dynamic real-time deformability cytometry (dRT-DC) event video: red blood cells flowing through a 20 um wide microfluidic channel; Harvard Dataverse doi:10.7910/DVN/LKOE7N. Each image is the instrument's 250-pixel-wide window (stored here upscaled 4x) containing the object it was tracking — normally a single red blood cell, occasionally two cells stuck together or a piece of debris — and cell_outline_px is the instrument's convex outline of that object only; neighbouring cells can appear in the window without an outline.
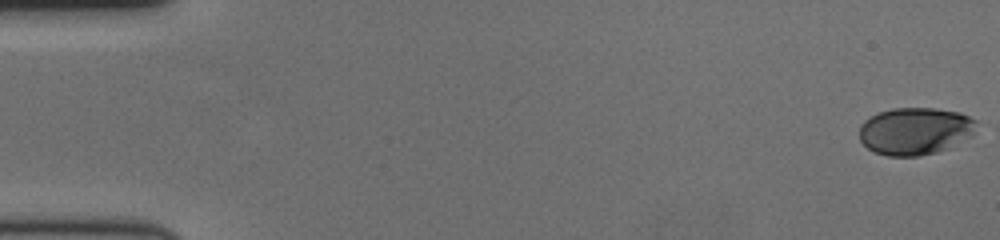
{"species": "human", "species_latin": "Homo sapiens", "temperature_condition": "cold", "stored_images_in_passage": 60, "camera_frame_rate_fps": 3000, "um_per_image_px": 0.085, "donor": {"sex": "female"}, "frame": {"image": 1, "passage_image": 1, "time_ms": 0.0, "image_size_px": [1000, 240], "cell_outline_px": [[976, 120], [972, 136], [936, 152], [920, 156], [888, 156], [876, 152], [868, 148], [860, 140], [860, 124], [864, 120], [880, 112], [892, 108], [936, 108], [960, 112]], "centroid_in_image_um": [77.77, 11.13], "position_along_channel_um": 7.2, "area_um2": 32.08}}
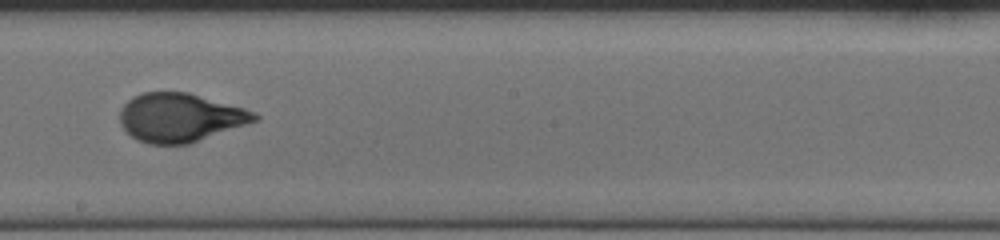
{"frame": {"image": 2, "passage_image": 35, "time_ms": 11.333, "image_size_px": [1000, 240], "cell_outline_px": [[260, 116], [256, 120], [188, 144], [148, 144], [136, 140], [120, 124], [120, 108], [132, 96], [140, 92], [188, 92], [244, 108], [256, 112]], "centroid_in_image_um": [15.26, 9.98], "position_along_channel_um": 232.9, "area_um2": 37.97}}
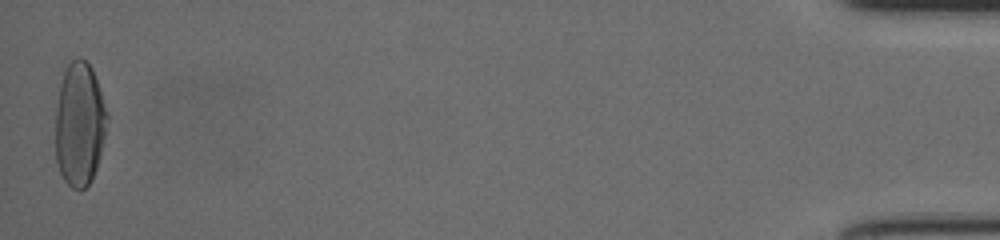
{"frame": {"image": 3, "passage_image": 60, "time_ms": 19.667, "image_size_px": [1000, 240], "cell_outline_px": [[108, 116], [100, 156], [96, 168], [88, 184], [80, 192], [72, 188], [64, 180], [60, 172], [56, 160], [56, 108], [60, 84], [64, 72], [68, 64], [72, 60], [80, 56], [92, 68]], "centroid_in_image_um": [6.74, 10.57], "position_along_channel_um": 428.5, "area_um2": 36.93}, "authors_computed_cell_mechanics": {"area_um2": 37.281, "velocity_mm_per_s": 3.498, "shape_relaxation_time_tau1_ms": 4.2361, "shape_relaxation_time_tau2_ms": null, "deformation_change_tau1": 0.1884, "deformation_change_tau2": null}}